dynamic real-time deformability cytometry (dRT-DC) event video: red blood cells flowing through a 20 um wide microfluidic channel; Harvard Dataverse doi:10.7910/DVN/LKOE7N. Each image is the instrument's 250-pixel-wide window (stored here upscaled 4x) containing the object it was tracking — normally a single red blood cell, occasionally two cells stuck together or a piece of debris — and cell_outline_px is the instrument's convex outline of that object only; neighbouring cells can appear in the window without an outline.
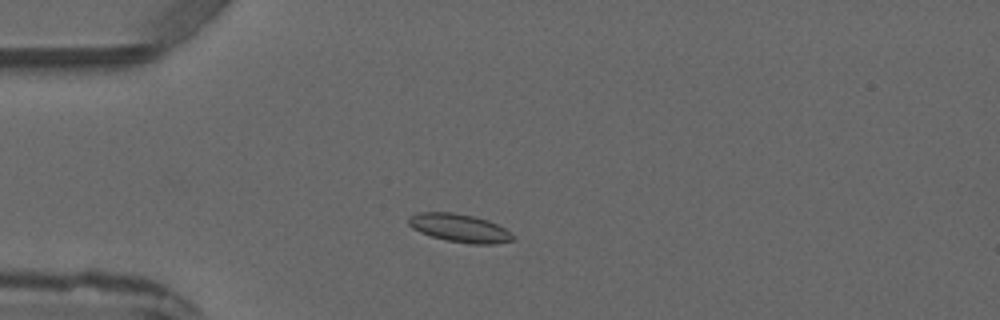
{"species": "common noctule bat (a hibernating species)", "species_latin": "Nyctalus noctula", "temperature_condition": "warm", "stored_images_in_passage": 2, "camera_frame_rate_fps": 3000, "um_per_image_px": 0.085, "animal": {"sex": "male", "forearm_length_mm": 52.5}, "frame": {"image": 1, "passage_image": 2, "time_ms": 2.0, "image_size_px": [1000, 320], "cell_outline_px": [[516, 240], [496, 244], [472, 244], [448, 240], [432, 236], [420, 232], [412, 228], [408, 224], [408, 216], [416, 212], [452, 212], [472, 216], [488, 220], [504, 228], [516, 236]], "centroid_in_image_um": [39.07, 19.38], "position_along_channel_um": 45.9, "area_um2": 17.22}}